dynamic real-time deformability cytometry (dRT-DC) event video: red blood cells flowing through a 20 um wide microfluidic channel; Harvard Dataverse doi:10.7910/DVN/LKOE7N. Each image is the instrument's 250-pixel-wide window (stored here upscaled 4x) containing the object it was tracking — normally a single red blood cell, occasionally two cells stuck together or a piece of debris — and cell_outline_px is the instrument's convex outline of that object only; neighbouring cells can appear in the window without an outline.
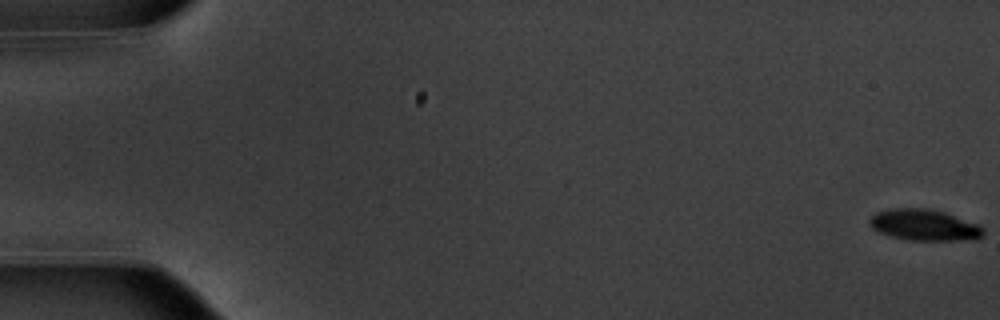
{"species": "common noctule bat (a hibernating species)", "species_latin": "Nyctalus noctula", "temperature_condition": "warm", "stored_images_in_passage": 2, "camera_frame_rate_fps": 3000, "um_per_image_px": 0.085, "animal": {"sex": "male", "body_mass_g": 20.1, "forearm_length_mm": 53.5}, "frame": {"image": 1, "passage_image": 2, "time_ms": 0.333, "image_size_px": [1000, 320], "cell_outline_px": [[984, 236], [976, 240], [908, 240], [892, 236], [880, 232], [872, 228], [868, 224], [868, 220], [876, 212], [888, 208], [928, 208], [944, 212], [980, 224], [984, 228]], "centroid_in_image_um": [78.59, 19.12], "position_along_channel_um": 6.4, "area_um2": 20.98}}